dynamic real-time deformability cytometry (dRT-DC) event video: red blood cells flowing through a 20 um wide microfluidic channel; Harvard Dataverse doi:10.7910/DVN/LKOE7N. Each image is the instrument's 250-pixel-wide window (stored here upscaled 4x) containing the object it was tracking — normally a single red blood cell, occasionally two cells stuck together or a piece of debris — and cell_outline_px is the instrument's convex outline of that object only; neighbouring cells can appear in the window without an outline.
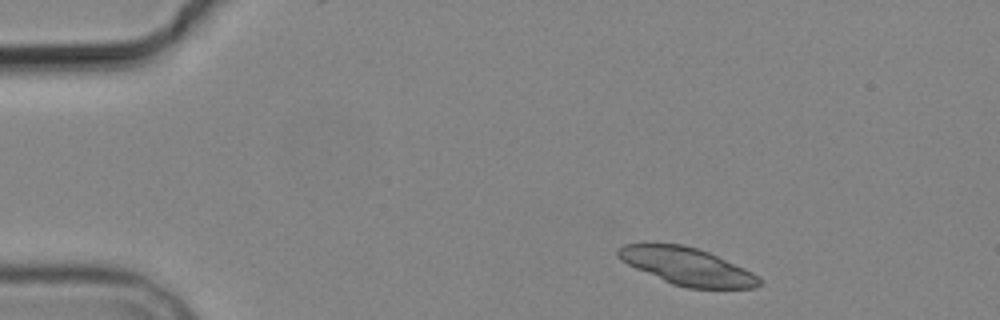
{"species": "common noctule bat (a hibernating species)", "species_latin": "Nyctalus noctula", "temperature_condition": "cold", "stored_images_in_passage": 6, "camera_frame_rate_fps": 3000, "um_per_image_px": 0.085, "animal": {"sex": "male", "body_mass_g": 19.2, "forearm_length_mm": 51.8}, "frame": {"image": 1, "passage_image": 1, "time_ms": 0.0, "image_size_px": [1000, 320], "cell_outline_px": [[764, 284], [756, 288], [688, 288], [672, 284], [636, 268], [620, 260], [616, 256], [616, 248], [624, 244], [684, 244], [708, 252], [744, 268], [760, 276], [764, 280]], "centroid_in_image_um": [58.43, 22.65], "position_along_channel_um": 26.6, "area_um2": 30.75}}
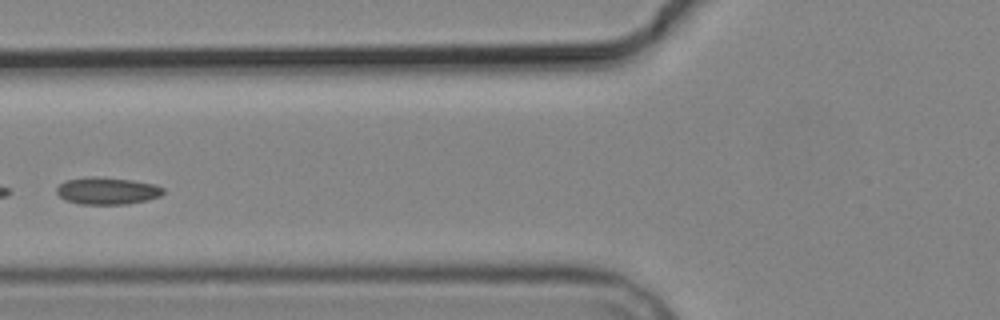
{"frame": {"image": 2, "passage_image": 5, "time_ms": 4.667, "image_size_px": [1000, 320], "cell_outline_px": [[164, 192], [160, 196], [148, 200], [128, 204], [80, 204], [68, 200], [60, 196], [56, 192], [56, 188], [64, 180], [92, 176], [96, 176], [132, 180], [156, 184], [164, 188]], "centroid_in_image_um": [9.14, 16.21], "position_along_channel_um": 116.7, "area_um2": 16.94}}
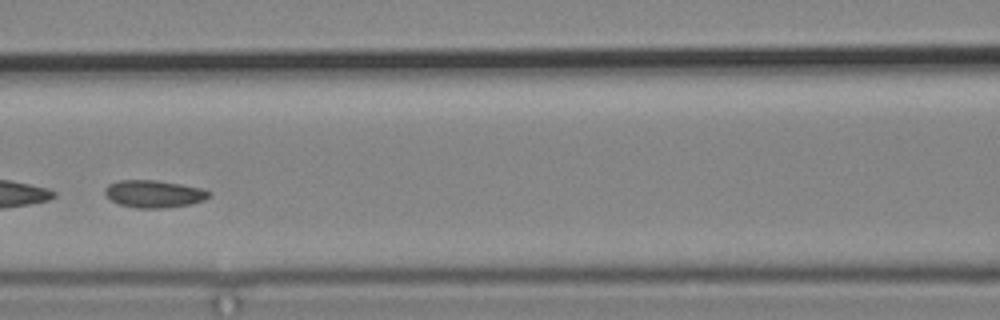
{"frame": {"image": 3, "passage_image": 6, "time_ms": 5.667, "image_size_px": [1000, 320], "cell_outline_px": [[212, 196], [204, 200], [192, 204], [164, 208], [136, 208], [120, 204], [112, 200], [104, 192], [104, 188], [108, 184], [120, 180], [156, 180], [180, 184], [200, 188], [212, 192]], "centroid_in_image_um": [13.12, 16.48], "position_along_channel_um": 153.5, "area_um2": 16.65}}